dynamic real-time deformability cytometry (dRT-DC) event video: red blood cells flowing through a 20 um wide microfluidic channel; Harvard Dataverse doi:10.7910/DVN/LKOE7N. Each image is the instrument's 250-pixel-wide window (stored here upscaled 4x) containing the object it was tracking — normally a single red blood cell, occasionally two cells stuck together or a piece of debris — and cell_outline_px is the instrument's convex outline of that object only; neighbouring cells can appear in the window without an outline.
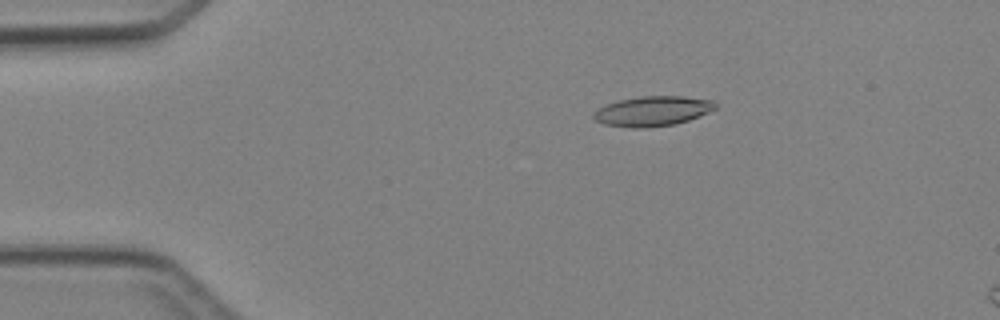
{"species": "Egyptian fruit bat (a non-hibernating species)", "species_latin": "Rousettus aegyptiacus", "temperature_condition": "cold", "stored_images_in_passage": 5, "camera_frame_rate_fps": 3000, "um_per_image_px": 0.085, "animal": {"sex": "female"}, "frame": {"image": 1, "passage_image": 3, "time_ms": 2.667, "image_size_px": [1000, 320], "cell_outline_px": [[716, 108], [708, 112], [688, 120], [676, 124], [644, 128], [632, 128], [604, 124], [596, 120], [592, 116], [592, 112], [596, 108], [604, 104], [616, 100], [640, 96], [684, 96], [716, 100]], "centroid_in_image_um": [55.43, 9.43], "position_along_channel_um": 29.6, "area_um2": 21.56}}